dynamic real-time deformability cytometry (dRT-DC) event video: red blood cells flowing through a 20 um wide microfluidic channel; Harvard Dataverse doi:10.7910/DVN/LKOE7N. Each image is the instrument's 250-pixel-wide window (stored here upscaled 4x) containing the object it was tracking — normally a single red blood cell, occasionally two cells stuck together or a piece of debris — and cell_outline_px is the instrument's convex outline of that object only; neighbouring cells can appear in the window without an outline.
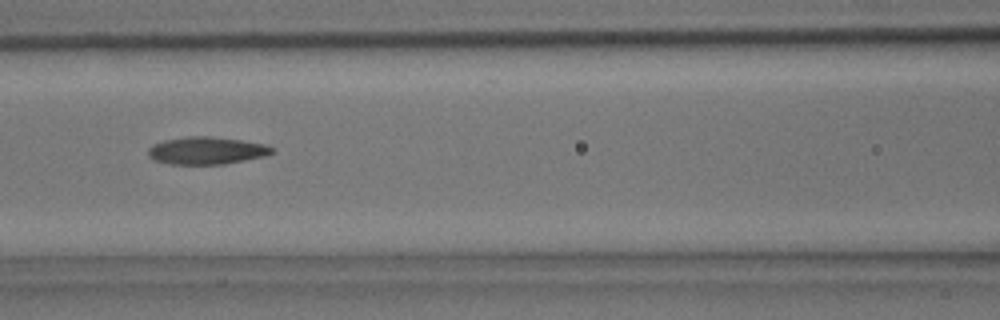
{"species": "common noctule bat (a hibernating species)", "species_latin": "Nyctalus noctula", "temperature_condition": "room temperature", "stored_images_in_passage": 6, "camera_frame_rate_fps": 3000, "um_per_image_px": 0.085, "animal": {"sex": "male", "body_mass_g": 15.6}, "frame": {"image": 1, "passage_image": 5, "time_ms": 1.333, "image_size_px": [1000, 320], "cell_outline_px": [[276, 148], [272, 152], [264, 156], [224, 164], [172, 164], [156, 160], [148, 156], [148, 148], [152, 144], [164, 140], [188, 136], [208, 136], [240, 140], [264, 144]], "centroid_in_image_um": [17.54, 12.79], "position_along_channel_um": 149.1, "area_um2": 19.65}}